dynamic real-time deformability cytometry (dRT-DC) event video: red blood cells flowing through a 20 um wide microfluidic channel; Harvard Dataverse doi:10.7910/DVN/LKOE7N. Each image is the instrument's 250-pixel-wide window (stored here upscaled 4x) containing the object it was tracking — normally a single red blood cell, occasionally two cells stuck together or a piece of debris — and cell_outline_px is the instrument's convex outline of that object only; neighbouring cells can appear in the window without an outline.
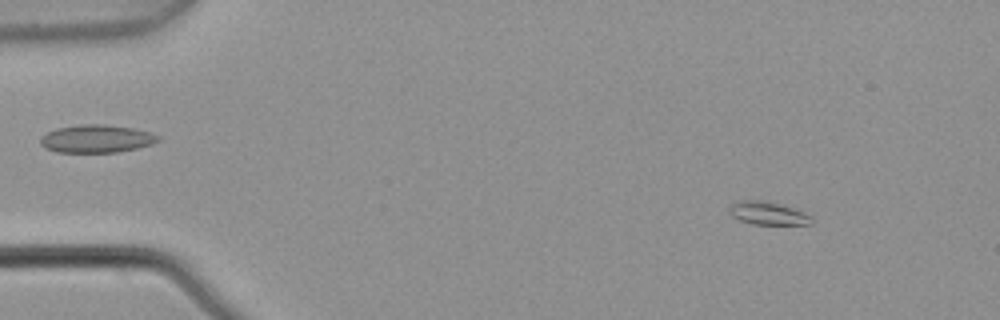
{"species": "common noctule bat (a hibernating species)", "species_latin": "Nyctalus noctula", "temperature_condition": "warm", "stored_images_in_passage": 8, "camera_frame_rate_fps": 3000, "um_per_image_px": 0.085, "animal": {"sex": "male", "body_mass_g": 21.5, "forearm_length_mm": 52.0}, "frame": {"image": 1, "passage_image": 1, "time_ms": 0.0, "image_size_px": [1000, 320], "cell_outline_px": [[812, 224], [752, 224], [740, 220], [732, 216], [728, 212], [728, 208], [736, 200], [768, 200], [804, 212], [812, 216]], "centroid_in_image_um": [65.24, 18.11], "position_along_channel_um": 19.8, "area_um2": 11.16}}
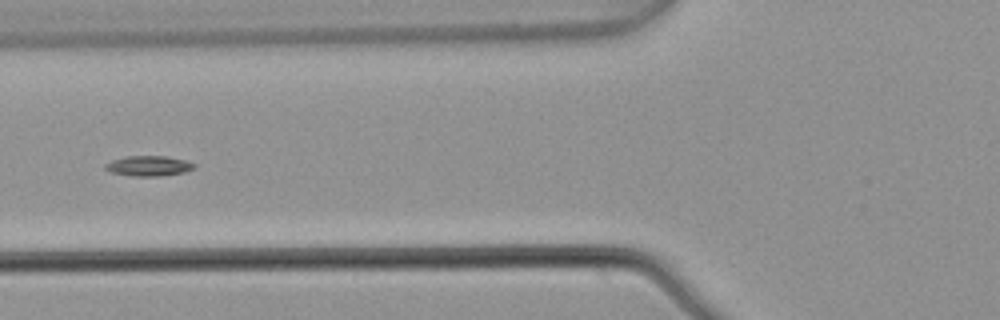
{"frame": {"image": 2, "passage_image": 5, "time_ms": 1.333, "image_size_px": [1000, 320], "cell_outline_px": [[196, 168], [184, 172], [160, 176], [136, 176], [112, 172], [104, 168], [104, 164], [112, 160], [124, 156], [168, 156], [184, 160], [196, 164]], "centroid_in_image_um": [12.65, 14.09], "position_along_channel_um": 113.1, "area_um2": 10.46}}
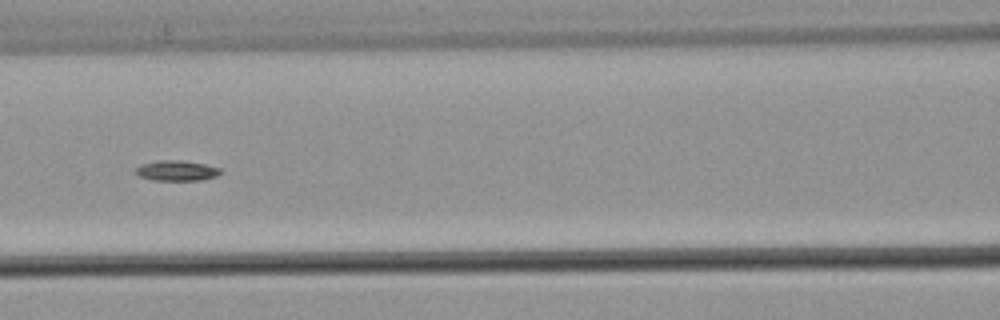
{"frame": {"image": 3, "passage_image": 6, "time_ms": 1.667, "image_size_px": [1000, 320], "cell_outline_px": [[220, 172], [216, 176], [200, 180], [152, 180], [140, 176], [132, 172], [140, 164], [156, 160], [180, 160], [204, 164], [220, 168]], "centroid_in_image_um": [14.94, 14.49], "position_along_channel_um": 151.7, "area_um2": 10.06}}